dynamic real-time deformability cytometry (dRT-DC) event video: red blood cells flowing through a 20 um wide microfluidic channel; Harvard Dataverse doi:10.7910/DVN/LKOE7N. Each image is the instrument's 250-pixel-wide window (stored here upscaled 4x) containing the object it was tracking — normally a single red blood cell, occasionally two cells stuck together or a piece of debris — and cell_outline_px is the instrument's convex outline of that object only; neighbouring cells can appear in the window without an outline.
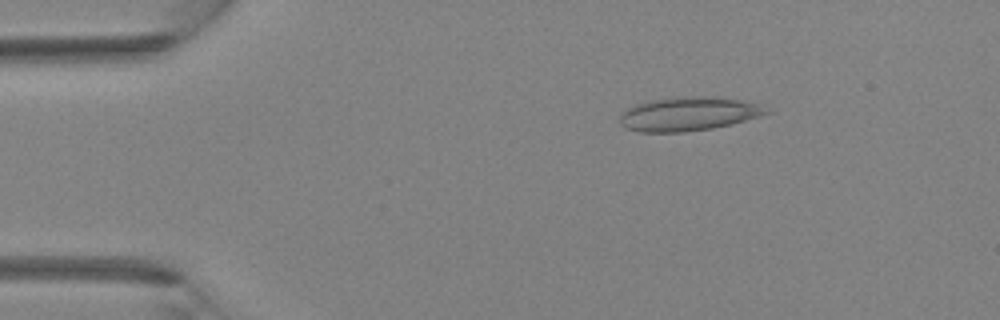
{"species": "Egyptian fruit bat (a non-hibernating species)", "species_latin": "Rousettus aegyptiacus", "temperature_condition": "room temperature", "stored_images_in_passage": 41, "camera_frame_rate_fps": 3000, "um_per_image_px": 0.085, "animal": {"sex": "female"}, "frame": {"image": 1, "passage_image": 7, "time_ms": 2.0, "image_size_px": [1000, 320], "cell_outline_px": [[772, 112], [760, 116], [732, 124], [712, 128], [684, 132], [636, 132], [624, 128], [620, 124], [620, 116], [628, 108], [636, 104], [648, 100], [676, 96], [704, 96], [740, 100], [756, 104]], "centroid_in_image_um": [58.46, 9.69], "position_along_channel_um": 26.5, "area_um2": 28.9}}
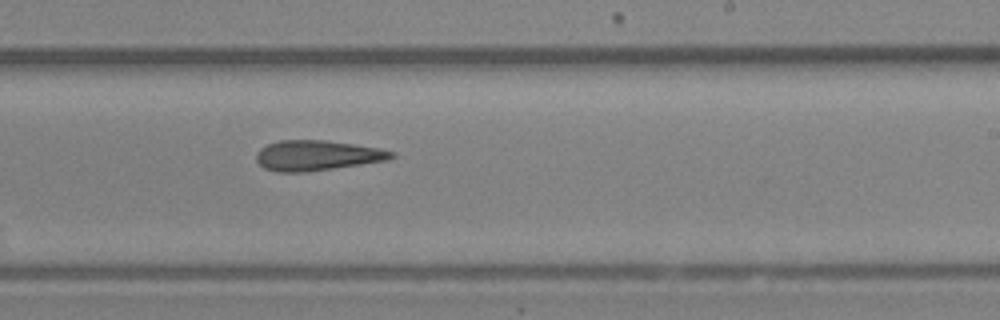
{"frame": {"image": 2, "passage_image": 25, "time_ms": 8.0, "image_size_px": [1000, 320], "cell_outline_px": [[396, 156], [388, 160], [308, 172], [276, 172], [264, 168], [256, 160], [256, 152], [260, 148], [268, 144], [280, 140], [324, 140], [380, 148], [396, 152]], "centroid_in_image_um": [26.95, 13.22], "position_along_channel_um": 262.1, "area_um2": 23.87}}
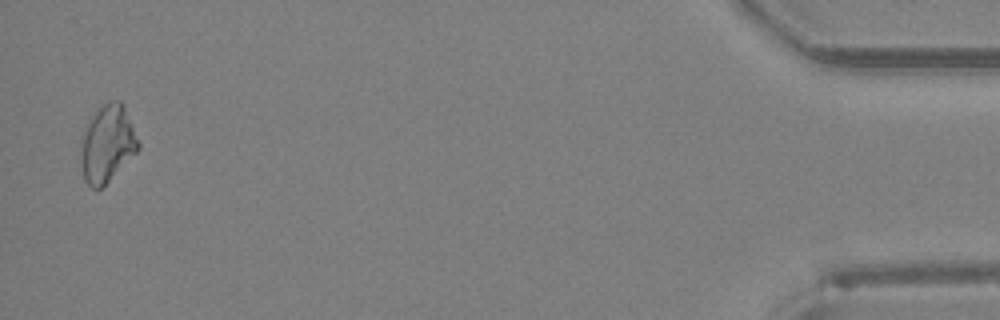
{"frame": {"image": 3, "passage_image": 40, "time_ms": 13.0, "image_size_px": [1000, 320], "cell_outline_px": [[140, 148], [100, 188], [92, 188], [84, 180], [80, 160], [80, 136], [88, 120], [108, 100], [120, 100], [124, 104], [140, 144]], "centroid_in_image_um": [9.09, 12.18], "position_along_channel_um": 426.1, "area_um2": 25.72}}